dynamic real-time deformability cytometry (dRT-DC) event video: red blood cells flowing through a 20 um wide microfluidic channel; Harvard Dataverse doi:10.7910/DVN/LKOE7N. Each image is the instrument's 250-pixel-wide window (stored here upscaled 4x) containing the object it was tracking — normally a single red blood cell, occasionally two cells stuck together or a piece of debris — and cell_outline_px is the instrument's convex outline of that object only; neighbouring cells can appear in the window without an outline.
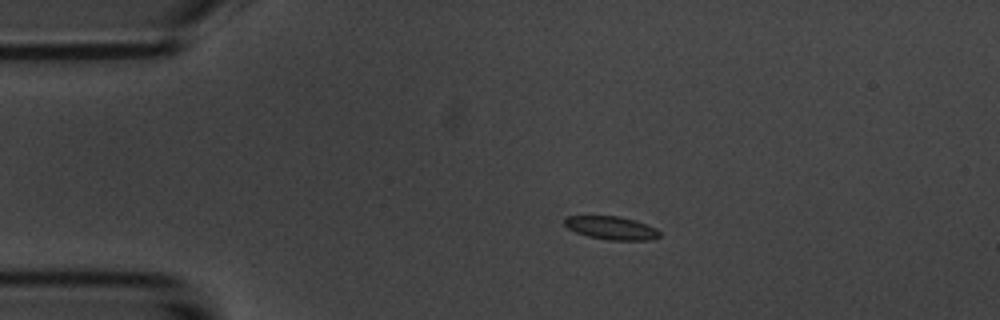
{"species": "common noctule bat (a hibernating species)", "species_latin": "Nyctalus noctula", "temperature_condition": "room temperature", "stored_images_in_passage": 4, "camera_frame_rate_fps": 3000, "um_per_image_px": 0.085, "animal": {"sex": "male", "body_mass_g": 20.1, "forearm_length_mm": 53.5}, "frame": {"image": 1, "passage_image": 2, "time_ms": 2.0, "image_size_px": [1000, 320], "cell_outline_px": [[660, 236], [652, 240], [608, 240], [588, 236], [576, 232], [568, 228], [564, 224], [564, 216], [620, 216], [636, 220], [656, 228], [660, 232]], "centroid_in_image_um": [51.98, 19.37], "position_along_channel_um": 33.0, "area_um2": 12.95}}
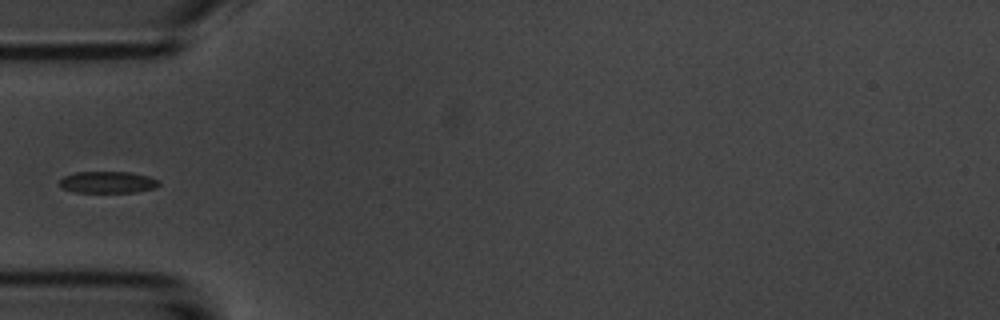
{"frame": {"image": 2, "passage_image": 4, "time_ms": 4.333, "image_size_px": [1000, 320], "cell_outline_px": [[160, 184], [156, 188], [136, 192], [76, 192], [60, 188], [60, 180], [64, 176], [76, 172], [132, 172], [148, 176], [160, 180]], "centroid_in_image_um": [9.19, 15.49], "position_along_channel_um": 75.8, "area_um2": 12.66}}